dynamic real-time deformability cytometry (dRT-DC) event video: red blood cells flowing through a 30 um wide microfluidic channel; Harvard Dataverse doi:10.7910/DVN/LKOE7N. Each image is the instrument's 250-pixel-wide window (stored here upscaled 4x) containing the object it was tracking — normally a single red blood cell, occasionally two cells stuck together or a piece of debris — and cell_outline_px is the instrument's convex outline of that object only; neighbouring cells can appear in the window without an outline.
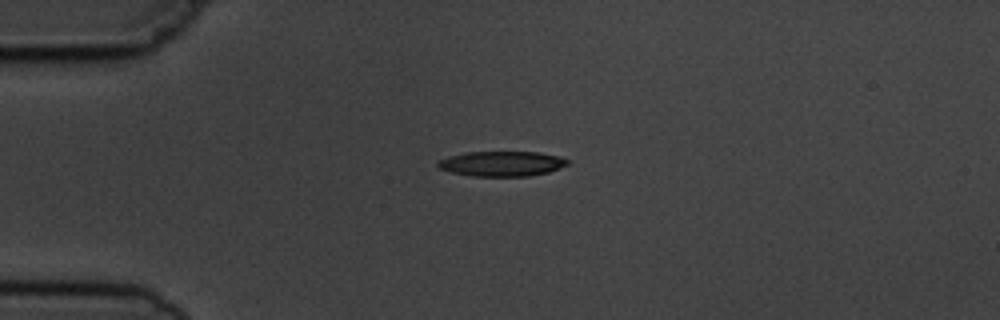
{"species": "common noctule bat (a hibernating species)", "species_latin": "Nyctalus noctula", "temperature_condition": "cold", "stored_images_in_passage": 4, "camera_frame_rate_fps": 3000, "um_per_image_px": 0.085, "animal": {"sex": "male", "body_mass_g": 19.5, "forearm_length_mm": 54.6}, "frame": {"image": 1, "passage_image": 1, "time_ms": 0.0, "image_size_px": [1000, 320], "cell_outline_px": [[568, 164], [548, 172], [528, 176], [472, 176], [452, 172], [440, 168], [436, 164], [440, 160], [448, 156], [464, 152], [540, 152], [560, 156], [568, 160]], "centroid_in_image_um": [42.65, 13.9], "position_along_channel_um": 42.3, "area_um2": 18.84}}
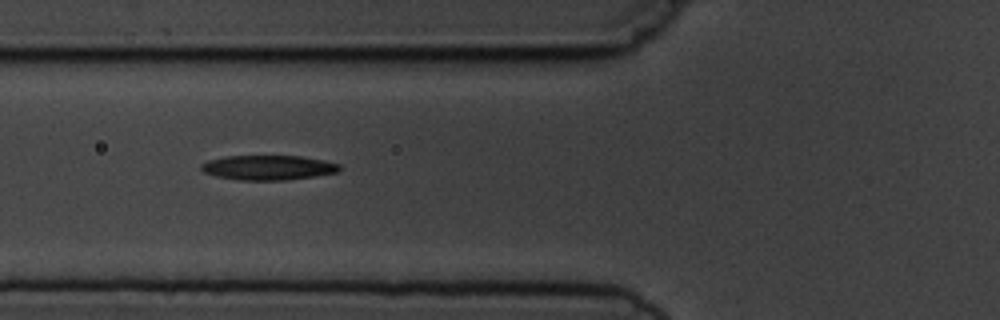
{"frame": {"image": 2, "passage_image": 3, "time_ms": 2.333, "image_size_px": [1000, 320], "cell_outline_px": [[340, 168], [336, 172], [312, 176], [284, 180], [240, 180], [216, 176], [204, 172], [200, 168], [200, 164], [208, 160], [224, 156], [300, 156], [324, 160], [340, 164]], "centroid_in_image_um": [22.75, 14.23], "position_along_channel_um": 103.1, "area_um2": 19.77}}
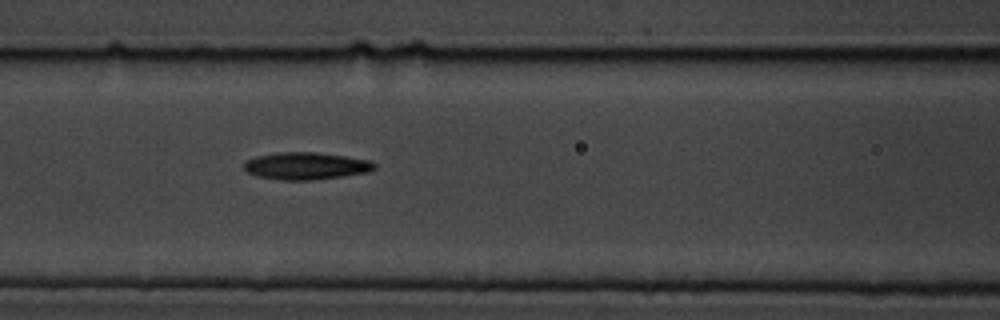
{"frame": {"image": 3, "passage_image": 4, "time_ms": 3.333, "image_size_px": [1000, 320], "cell_outline_px": [[376, 168], [368, 172], [344, 176], [312, 180], [284, 180], [256, 176], [248, 172], [244, 168], [244, 160], [256, 156], [276, 152], [316, 152], [344, 156], [368, 160], [376, 164]], "centroid_in_image_um": [25.98, 14.1], "position_along_channel_um": 140.6, "area_um2": 20.75}}